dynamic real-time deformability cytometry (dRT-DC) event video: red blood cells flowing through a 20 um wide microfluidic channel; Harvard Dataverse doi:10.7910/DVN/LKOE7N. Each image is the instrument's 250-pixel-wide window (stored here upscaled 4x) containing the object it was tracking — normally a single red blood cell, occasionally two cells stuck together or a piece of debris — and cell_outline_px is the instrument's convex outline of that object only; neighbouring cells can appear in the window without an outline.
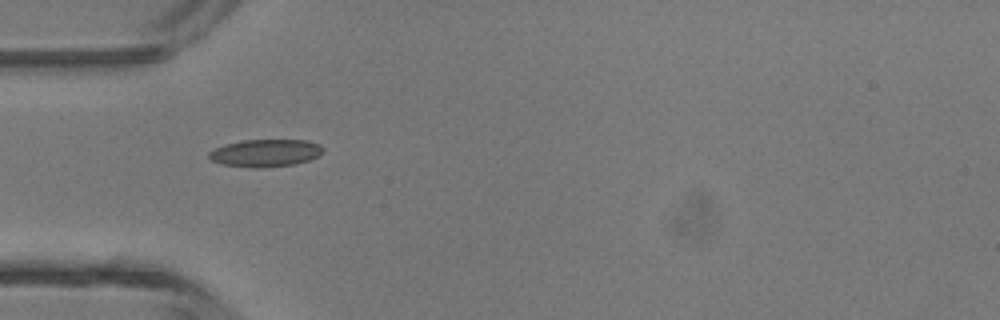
{"species": "common noctule bat (a hibernating species)", "species_latin": "Nyctalus noctula", "temperature_condition": "room temperature", "stored_images_in_passage": 3, "camera_frame_rate_fps": 3000, "um_per_image_px": 0.085, "animal": {"sex": "male", "body_mass_g": 13.3}, "frame": {"image": 1, "passage_image": 1, "time_ms": 0.0, "image_size_px": [1000, 320], "cell_outline_px": [[324, 152], [320, 156], [296, 164], [264, 168], [252, 168], [220, 164], [212, 160], [208, 156], [208, 152], [224, 144], [240, 140], [308, 140], [320, 144], [324, 148]], "centroid_in_image_um": [22.59, 13.01], "position_along_channel_um": 62.4, "area_um2": 18.61}}
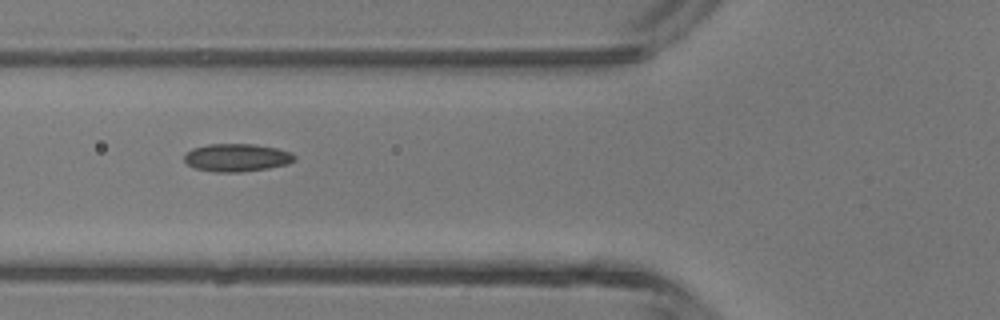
{"frame": {"image": 2, "passage_image": 2, "time_ms": 0.333, "image_size_px": [1000, 320], "cell_outline_px": [[296, 160], [288, 164], [268, 168], [240, 172], [216, 172], [196, 168], [188, 164], [184, 160], [184, 156], [192, 148], [208, 144], [256, 144], [276, 148], [292, 152], [296, 156]], "centroid_in_image_um": [20.17, 13.39], "position_along_channel_um": 105.6, "area_um2": 17.92}}
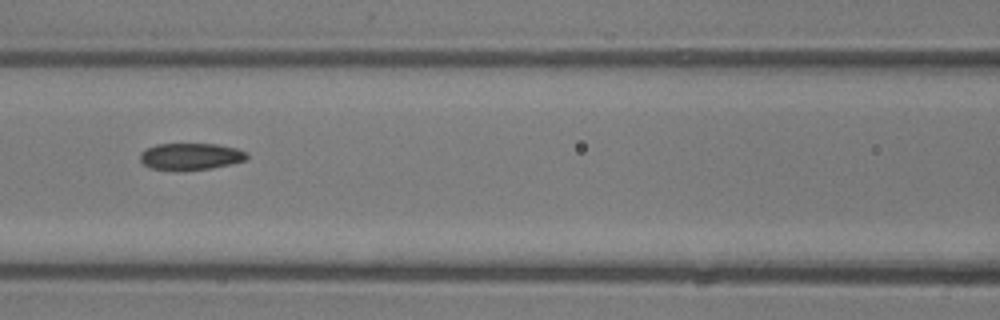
{"frame": {"image": 3, "passage_image": 3, "time_ms": 0.667, "image_size_px": [1000, 320], "cell_outline_px": [[248, 160], [212, 168], [152, 168], [144, 164], [140, 160], [140, 152], [156, 144], [220, 144], [236, 148], [248, 152]], "centroid_in_image_um": [16.28, 13.25], "position_along_channel_um": 150.3, "area_um2": 16.18}}